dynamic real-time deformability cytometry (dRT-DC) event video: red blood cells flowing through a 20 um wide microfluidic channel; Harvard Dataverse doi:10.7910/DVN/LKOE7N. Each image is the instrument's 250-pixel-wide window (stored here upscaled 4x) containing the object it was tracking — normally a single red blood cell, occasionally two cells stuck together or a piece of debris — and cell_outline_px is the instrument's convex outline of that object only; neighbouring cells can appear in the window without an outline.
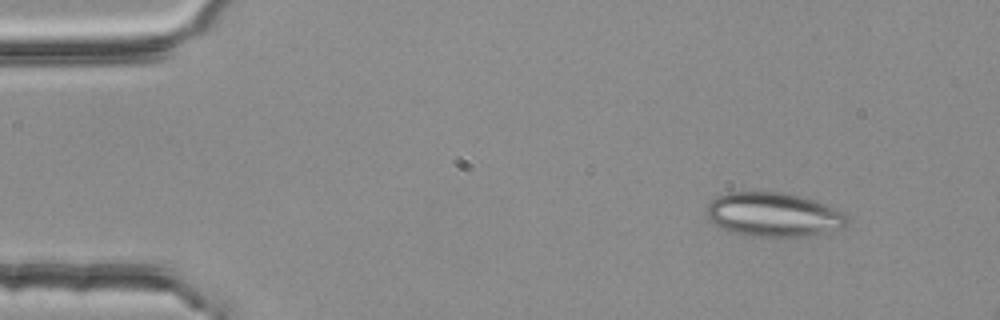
{"species": "common noctule bat (a hibernating species)", "species_latin": "Nyctalus noctula", "temperature_condition": "room temperature", "stored_images_in_passage": 4, "camera_frame_rate_fps": 3000, "um_per_image_px": 0.085, "animal": {"sex": "female", "body_mass_g": 25.1}, "frame": {"image": 1, "passage_image": 1, "time_ms": 0.0, "image_size_px": [1000, 320], "cell_outline_px": [[848, 224], [844, 228], [808, 236], [744, 236], [712, 224], [704, 216], [708, 204], [716, 196], [728, 192], [784, 192], [816, 200], [848, 216]], "centroid_in_image_um": [65.7, 18.24], "position_along_channel_um": 19.3, "area_um2": 36.36}}